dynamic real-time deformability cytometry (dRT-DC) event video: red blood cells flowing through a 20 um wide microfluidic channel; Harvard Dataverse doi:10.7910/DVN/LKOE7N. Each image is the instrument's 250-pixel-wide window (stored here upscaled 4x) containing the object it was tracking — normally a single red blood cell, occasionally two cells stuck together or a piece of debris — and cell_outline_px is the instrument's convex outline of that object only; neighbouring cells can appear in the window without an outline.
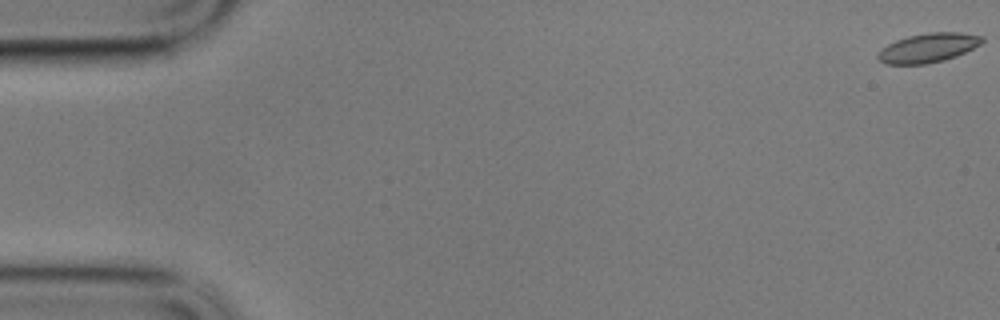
{"species": "common noctule bat (a hibernating species)", "species_latin": "Nyctalus noctula", "temperature_condition": "cold", "stored_images_in_passage": 60, "camera_frame_rate_fps": 3000, "um_per_image_px": 0.085, "animal": {"sex": "male", "body_mass_g": 17.9}, "frame": {"image": 1, "passage_image": 1, "time_ms": 0.0, "image_size_px": [1000, 320], "cell_outline_px": [[984, 40], [980, 44], [956, 56], [944, 60], [924, 64], [884, 64], [876, 56], [888, 44], [896, 40], [908, 36], [928, 32], [960, 32], [984, 36]], "centroid_in_image_um": [78.91, 4.05], "position_along_channel_um": 6.1, "area_um2": 17.57}}
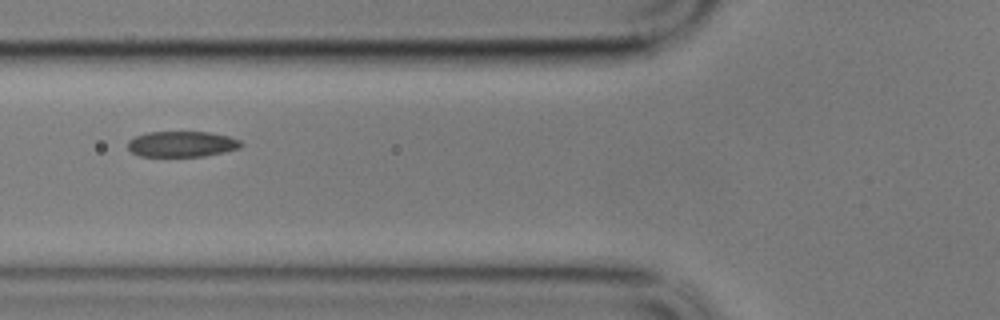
{"frame": {"image": 2, "passage_image": 23, "time_ms": 7.333, "image_size_px": [1000, 320], "cell_outline_px": [[244, 144], [240, 148], [224, 152], [204, 156], [140, 156], [132, 152], [128, 148], [128, 140], [136, 136], [148, 132], [208, 132], [228, 136], [240, 140]], "centroid_in_image_um": [15.47, 12.24], "position_along_channel_um": 110.3, "area_um2": 16.94}}
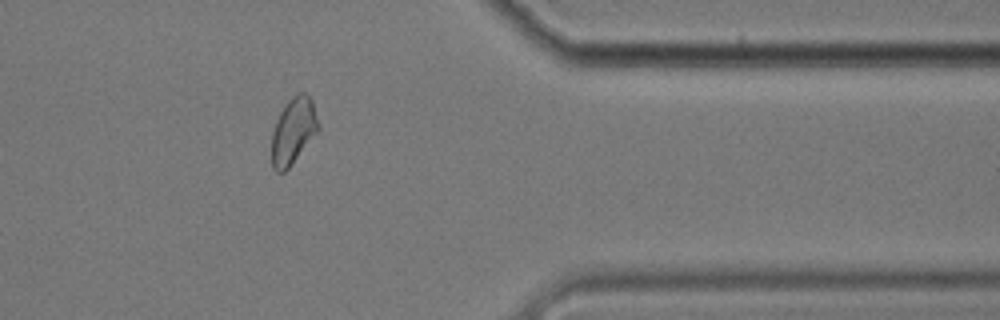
{"frame": {"image": 3, "passage_image": 49, "time_ms": 16.0, "image_size_px": [1000, 320], "cell_outline_px": [[320, 128], [288, 168], [284, 172], [276, 172], [272, 168], [272, 132], [276, 120], [280, 112], [288, 100], [292, 96], [300, 92], [304, 92], [312, 100], [320, 124]], "centroid_in_image_um": [24.93, 11.11], "position_along_channel_um": 386.5, "area_um2": 17.92}, "authors_computed_cell_mechanics": {"area_um2": 17.7446, "velocity_mm_per_s": 3.373, "shape_relaxation_time_tau1_ms": 5.0155, "shape_relaxation_time_tau2_ms": 1.6872, "deformation_change_tau1": 0.1159, "deformation_change_tau2": 0.0663}}